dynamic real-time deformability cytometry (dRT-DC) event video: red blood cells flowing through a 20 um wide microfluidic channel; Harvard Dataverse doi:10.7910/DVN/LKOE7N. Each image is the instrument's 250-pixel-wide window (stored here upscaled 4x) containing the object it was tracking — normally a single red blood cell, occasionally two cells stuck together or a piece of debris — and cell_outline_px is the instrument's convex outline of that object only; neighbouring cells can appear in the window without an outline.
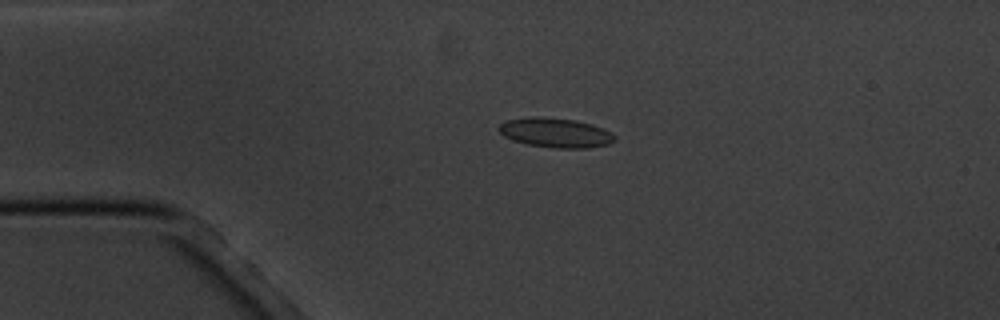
{"species": "common noctule bat (a hibernating species)", "species_latin": "Nyctalus noctula", "temperature_condition": "cold", "stored_images_in_passage": 3, "camera_frame_rate_fps": 3000, "um_per_image_px": 0.085, "animal": {"sex": "male", "body_mass_g": 20.1, "forearm_length_mm": 53.5}, "frame": {"image": 1, "passage_image": 2, "time_ms": 1.0, "image_size_px": [1000, 320], "cell_outline_px": [[616, 140], [608, 144], [588, 148], [556, 148], [528, 144], [512, 140], [504, 136], [496, 128], [504, 120], [536, 116], [576, 120], [592, 124], [604, 128], [612, 132], [616, 136]], "centroid_in_image_um": [47.23, 11.27], "position_along_channel_um": 37.8, "area_um2": 20.11}}